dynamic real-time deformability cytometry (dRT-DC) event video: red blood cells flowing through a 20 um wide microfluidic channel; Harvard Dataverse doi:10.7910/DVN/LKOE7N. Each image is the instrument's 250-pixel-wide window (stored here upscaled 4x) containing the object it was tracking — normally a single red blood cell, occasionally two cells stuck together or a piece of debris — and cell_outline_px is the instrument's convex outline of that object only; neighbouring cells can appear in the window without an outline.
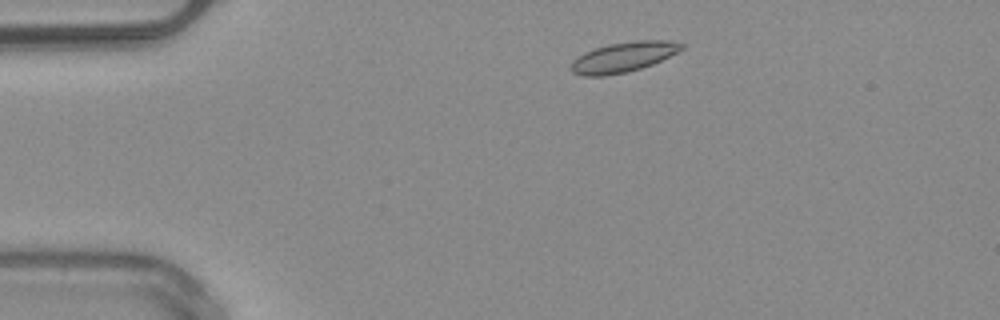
{"species": "common noctule bat (a hibernating species)", "species_latin": "Nyctalus noctula", "temperature_condition": "warm", "stored_images_in_passage": 42, "camera_frame_rate_fps": 3000, "um_per_image_px": 0.085, "animal": {"sex": "male", "body_mass_g": 20.4}, "frame": {"image": 1, "passage_image": 1, "time_ms": 0.0, "image_size_px": [1000, 320], "cell_outline_px": [[684, 48], [652, 64], [628, 72], [604, 76], [580, 76], [572, 72], [568, 68], [572, 60], [584, 52], [608, 44], [636, 40], [668, 40], [684, 44]], "centroid_in_image_um": [52.92, 4.86], "position_along_channel_um": 32.1, "area_um2": 19.42}}
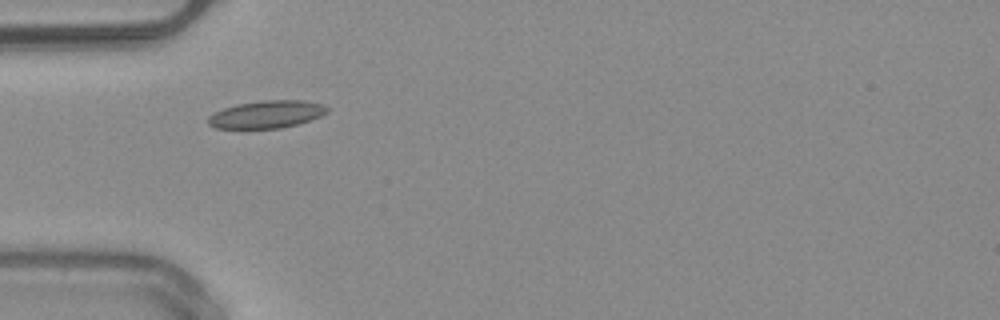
{"frame": {"image": 2, "passage_image": 7, "time_ms": 2.0, "image_size_px": [1000, 320], "cell_outline_px": [[328, 112], [320, 116], [296, 124], [280, 128], [216, 128], [208, 124], [208, 116], [212, 112], [236, 104], [264, 100], [304, 100], [324, 104], [328, 108]], "centroid_in_image_um": [22.65, 9.71], "position_along_channel_um": 62.4, "area_um2": 19.07}}
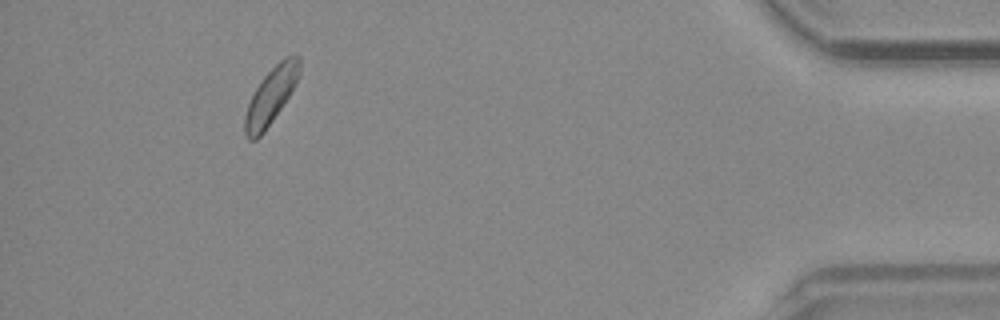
{"frame": {"image": 3, "passage_image": 38, "time_ms": 12.333, "image_size_px": [1000, 320], "cell_outline_px": [[300, 72], [288, 96], [264, 132], [256, 140], [248, 140], [244, 132], [244, 116], [248, 104], [256, 88], [264, 76], [284, 56], [300, 56]], "centroid_in_image_um": [22.99, 8.17], "position_along_channel_um": 412.2, "area_um2": 17.46}, "authors_computed_cell_mechanics": {"area_um2": 17.7446, "velocity_mm_per_s": 3.981, "shape_relaxation_time_tau1_ms": 2.1168, "shape_relaxation_time_tau2_ms": 4.0805, "deformation_change_tau1": 0.0649, "deformation_change_tau2": 0.0742}}